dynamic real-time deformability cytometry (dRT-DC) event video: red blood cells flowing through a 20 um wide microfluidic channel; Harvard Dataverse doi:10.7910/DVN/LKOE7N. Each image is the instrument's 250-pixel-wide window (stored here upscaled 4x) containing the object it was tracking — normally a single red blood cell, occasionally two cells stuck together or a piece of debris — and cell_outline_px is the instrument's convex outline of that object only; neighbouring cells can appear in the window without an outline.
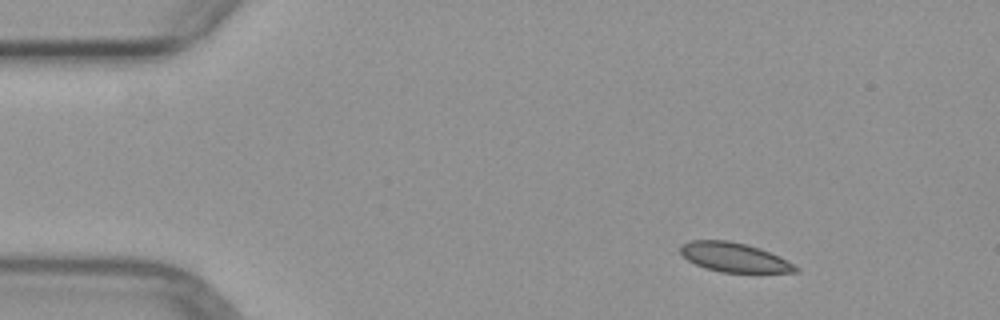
{"species": "common noctule bat (a hibernating species)", "species_latin": "Nyctalus noctula", "temperature_condition": "warm", "stored_images_in_passage": 1, "camera_frame_rate_fps": 3000, "um_per_image_px": 0.085, "animal": {"sex": "female", "body_mass_g": 29.2, "forearm_length_mm": 56.3}, "frame": {"image": 1, "passage_image": 1, "time_ms": 0.0, "image_size_px": [1000, 320], "cell_outline_px": [[800, 272], [720, 272], [704, 268], [688, 260], [680, 252], [680, 244], [692, 240], [728, 240], [748, 244], [760, 248], [780, 256], [788, 260], [800, 268]], "centroid_in_image_um": [62.43, 21.86], "position_along_channel_um": 22.6, "area_um2": 19.83}}